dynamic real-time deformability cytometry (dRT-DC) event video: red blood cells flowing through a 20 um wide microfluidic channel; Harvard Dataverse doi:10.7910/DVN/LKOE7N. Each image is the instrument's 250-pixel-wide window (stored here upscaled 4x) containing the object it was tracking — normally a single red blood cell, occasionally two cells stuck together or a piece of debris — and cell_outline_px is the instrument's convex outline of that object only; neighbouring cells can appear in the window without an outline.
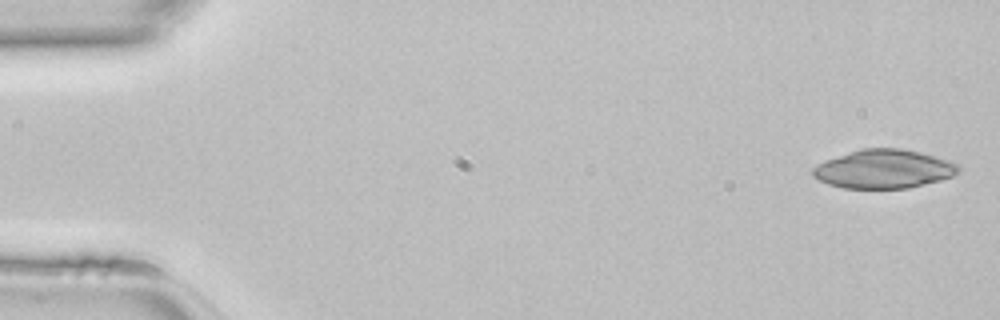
{"species": "common noctule bat (a hibernating species)", "species_latin": "Nyctalus noctula", "temperature_condition": "room temperature", "stored_images_in_passage": 45, "camera_frame_rate_fps": 3000, "um_per_image_px": 0.085, "animal": {"sex": "female", "body_mass_g": 22.7, "forearm_length_mm": 54.2}, "frame": {"image": 1, "passage_image": 1, "time_ms": 0.0, "image_size_px": [1000, 320], "cell_outline_px": [[960, 172], [952, 176], [940, 180], [908, 188], [844, 188], [828, 184], [812, 176], [812, 168], [816, 164], [824, 160], [860, 148], [900, 148], [920, 152], [948, 160], [960, 164]], "centroid_in_image_um": [75.11, 14.36], "position_along_channel_um": 9.9, "area_um2": 33.0}}